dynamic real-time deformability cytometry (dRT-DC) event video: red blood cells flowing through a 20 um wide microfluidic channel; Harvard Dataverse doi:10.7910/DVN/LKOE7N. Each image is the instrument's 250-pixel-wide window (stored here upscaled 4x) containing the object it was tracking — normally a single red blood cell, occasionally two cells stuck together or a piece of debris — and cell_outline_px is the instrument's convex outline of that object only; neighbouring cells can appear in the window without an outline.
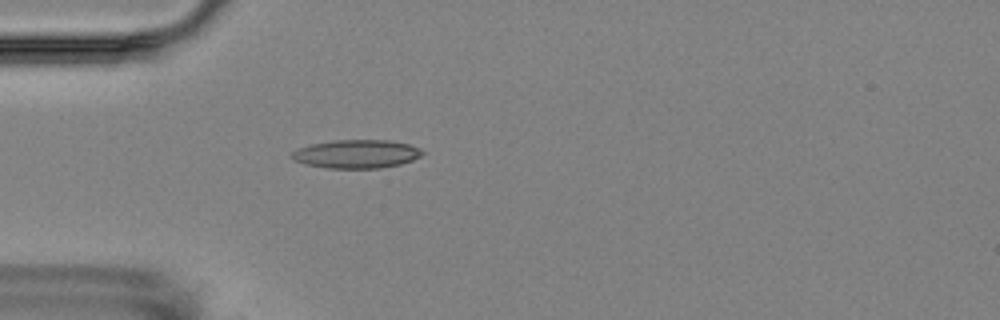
{"species": "Egyptian fruit bat (a non-hibernating species)", "species_latin": "Rousettus aegyptiacus", "temperature_condition": "room temperature", "stored_images_in_passage": 4, "camera_frame_rate_fps": 3000, "um_per_image_px": 0.085, "animal": {"sex": "female"}, "frame": {"image": 1, "passage_image": 4, "time_ms": 3.333, "image_size_px": [1000, 320], "cell_outline_px": [[424, 152], [420, 156], [412, 160], [400, 164], [380, 168], [328, 168], [304, 164], [292, 160], [292, 152], [308, 144], [332, 140], [388, 140], [408, 144], [420, 148]], "centroid_in_image_um": [30.28, 13.08], "position_along_channel_um": 54.7, "area_um2": 21.68}}